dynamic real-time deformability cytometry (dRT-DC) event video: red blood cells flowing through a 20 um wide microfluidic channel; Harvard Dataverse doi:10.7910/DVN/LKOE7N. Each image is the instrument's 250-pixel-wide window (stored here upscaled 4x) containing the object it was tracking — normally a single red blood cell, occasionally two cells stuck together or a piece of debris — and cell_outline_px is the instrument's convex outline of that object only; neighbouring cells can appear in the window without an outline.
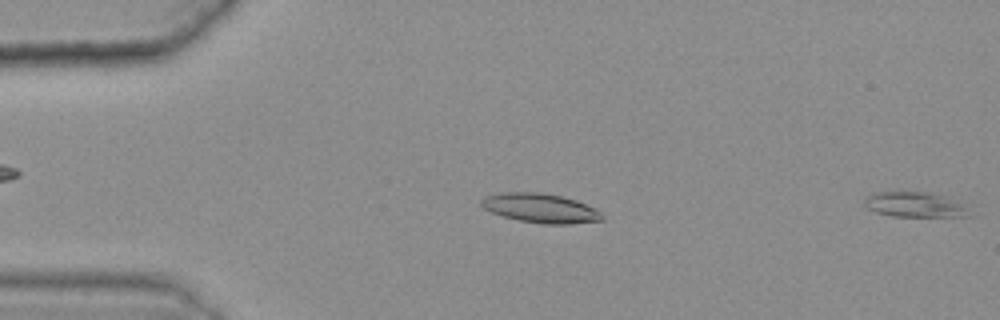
{"species": "common noctule bat (a hibernating species)", "species_latin": "Nyctalus noctula", "temperature_condition": "warm", "stored_images_in_passage": 13, "camera_frame_rate_fps": 3000, "um_per_image_px": 0.085, "animal": {"sex": "female", "body_mass_g": 25.1}, "frame": {"image": 1, "passage_image": 13, "time_ms": 4.0, "image_size_px": [1000, 320], "cell_outline_px": [[976, 216], [892, 216], [876, 212], [868, 208], [864, 204], [864, 200], [872, 192], [928, 192], [940, 196], [960, 204]], "centroid_in_image_um": [77.7, 17.4], "position_along_channel_um": 7.3, "area_um2": 14.91}}